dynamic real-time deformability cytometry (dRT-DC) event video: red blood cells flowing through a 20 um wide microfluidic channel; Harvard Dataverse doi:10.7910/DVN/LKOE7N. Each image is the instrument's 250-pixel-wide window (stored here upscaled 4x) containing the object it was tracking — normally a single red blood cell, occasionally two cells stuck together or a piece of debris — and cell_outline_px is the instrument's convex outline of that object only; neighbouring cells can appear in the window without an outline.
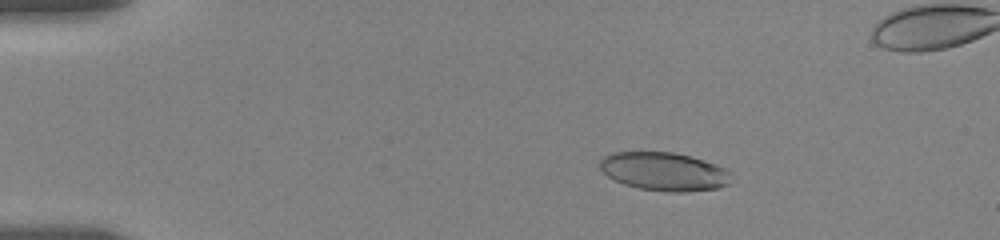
{"species": "human", "species_latin": "Homo sapiens", "temperature_condition": "room temperature", "stored_images_in_passage": 36, "camera_frame_rate_fps": 3000, "um_per_image_px": 0.085, "donor": {"sex": "female"}, "frame": {"image": 1, "passage_image": 7, "time_ms": 3.0, "image_size_px": [1000, 240], "cell_outline_px": [[728, 184], [716, 188], [684, 192], [668, 192], [640, 188], [624, 184], [608, 176], [600, 168], [600, 160], [604, 156], [612, 152], [672, 152], [688, 156], [724, 168], [728, 172]], "centroid_in_image_um": [56.38, 14.58], "position_along_channel_um": 28.6, "area_um2": 28.73}}
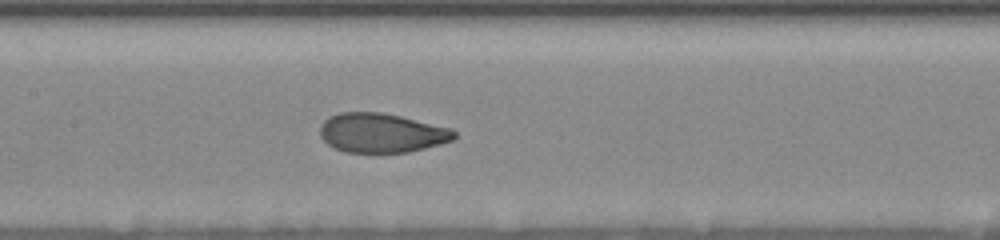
{"frame": {"image": 2, "passage_image": 23, "time_ms": 9.0, "image_size_px": [1000, 240], "cell_outline_px": [[456, 136], [452, 140], [440, 144], [408, 152], [344, 152], [328, 144], [320, 136], [320, 124], [328, 116], [340, 112], [380, 112], [400, 116], [452, 128], [456, 132]], "centroid_in_image_um": [32.42, 11.29], "position_along_channel_um": 175.0, "area_um2": 30.75}}
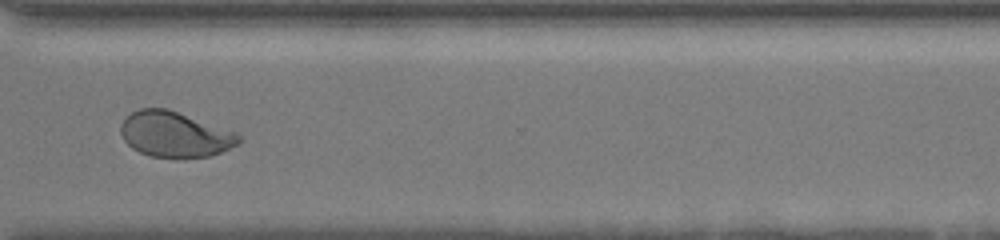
{"frame": {"image": 3, "passage_image": 35, "time_ms": 14.0, "image_size_px": [1000, 240], "cell_outline_px": [[244, 140], [220, 152], [208, 156], [176, 160], [152, 156], [140, 152], [132, 148], [124, 140], [120, 132], [120, 124], [132, 112], [140, 108], [168, 108], [236, 132]], "centroid_in_image_um": [14.86, 11.44], "position_along_channel_um": 355.7, "area_um2": 31.62}}